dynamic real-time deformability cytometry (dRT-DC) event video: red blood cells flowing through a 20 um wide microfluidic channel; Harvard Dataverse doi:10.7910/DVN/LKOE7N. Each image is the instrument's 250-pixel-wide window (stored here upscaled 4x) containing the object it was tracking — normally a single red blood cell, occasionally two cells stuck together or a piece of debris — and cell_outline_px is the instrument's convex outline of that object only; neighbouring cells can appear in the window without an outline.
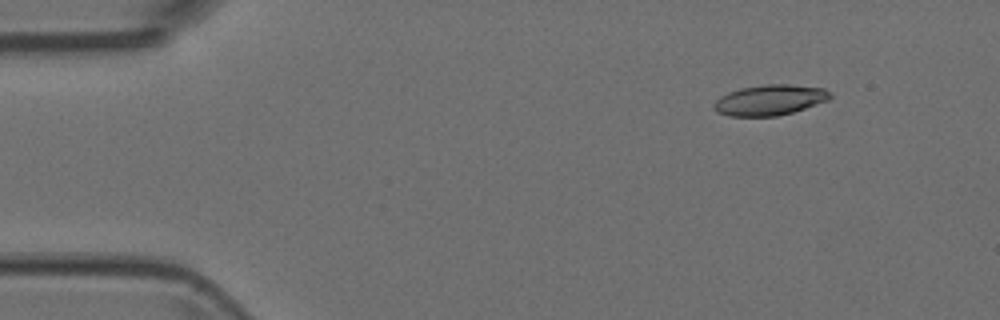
{"species": "Egyptian fruit bat (a non-hibernating species)", "species_latin": "Rousettus aegyptiacus", "temperature_condition": "room temperature", "stored_images_in_passage": 6, "camera_frame_rate_fps": 3000, "um_per_image_px": 0.085, "animal": {"sex": "female"}, "frame": {"image": 1, "passage_image": 1, "time_ms": 0.0, "image_size_px": [1000, 320], "cell_outline_px": [[832, 96], [828, 100], [792, 112], [776, 116], [728, 116], [716, 112], [712, 108], [712, 104], [720, 96], [728, 92], [740, 88], [764, 84], [788, 84], [824, 88]], "centroid_in_image_um": [65.37, 8.5], "position_along_channel_um": 19.6, "area_um2": 20.69}}
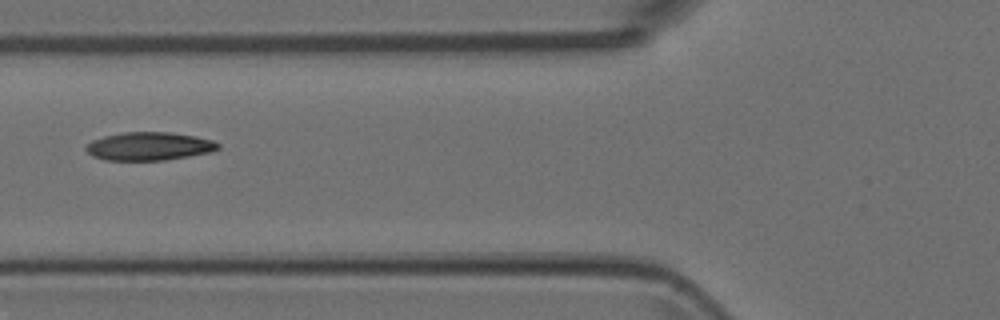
{"frame": {"image": 2, "passage_image": 5, "time_ms": 1.333, "image_size_px": [1000, 320], "cell_outline_px": [[220, 148], [212, 152], [164, 160], [104, 160], [92, 156], [84, 148], [92, 140], [104, 136], [124, 132], [172, 132], [196, 136], [212, 140], [220, 144]], "centroid_in_image_um": [12.69, 12.43], "position_along_channel_um": 113.1, "area_um2": 21.79}}
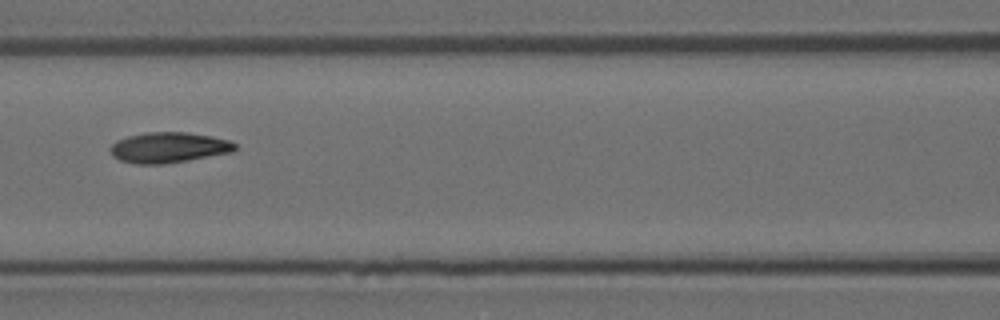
{"frame": {"image": 3, "passage_image": 6, "time_ms": 1.667, "image_size_px": [1000, 320], "cell_outline_px": [[236, 148], [232, 152], [188, 160], [164, 164], [136, 164], [120, 160], [112, 156], [108, 148], [116, 140], [128, 136], [148, 132], [184, 132], [212, 136], [228, 140], [236, 144]], "centroid_in_image_um": [14.3, 12.54], "position_along_channel_um": 152.3, "area_um2": 22.2}}